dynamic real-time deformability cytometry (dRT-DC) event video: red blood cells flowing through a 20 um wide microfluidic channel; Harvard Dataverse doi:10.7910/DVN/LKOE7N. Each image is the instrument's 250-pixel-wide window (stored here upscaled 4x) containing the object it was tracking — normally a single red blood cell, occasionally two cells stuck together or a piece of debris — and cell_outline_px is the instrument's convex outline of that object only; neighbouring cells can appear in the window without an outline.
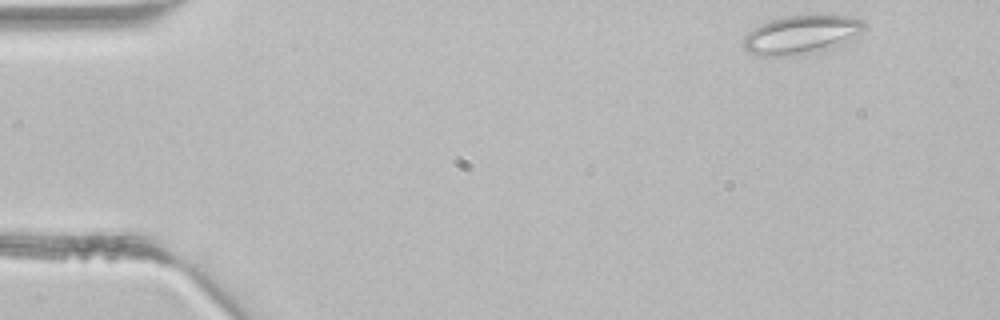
{"species": "common noctule bat (a hibernating species)", "species_latin": "Nyctalus noctula", "temperature_condition": "room temperature", "stored_images_in_passage": 3, "camera_frame_rate_fps": 3000, "um_per_image_px": 0.085, "animal": {"sex": "male", "body_mass_g": 21.5, "forearm_length_mm": 52.0}, "frame": {"image": 1, "passage_image": 1, "time_ms": 0.0, "image_size_px": [1000, 320], "cell_outline_px": [[864, 28], [860, 32], [844, 44], [816, 52], [792, 56], [764, 56], [748, 52], [740, 44], [744, 36], [748, 32], [760, 24], [784, 16], [816, 12], [828, 12], [848, 16], [864, 20]], "centroid_in_image_um": [68.13, 2.9], "position_along_channel_um": 16.9, "area_um2": 28.26}}